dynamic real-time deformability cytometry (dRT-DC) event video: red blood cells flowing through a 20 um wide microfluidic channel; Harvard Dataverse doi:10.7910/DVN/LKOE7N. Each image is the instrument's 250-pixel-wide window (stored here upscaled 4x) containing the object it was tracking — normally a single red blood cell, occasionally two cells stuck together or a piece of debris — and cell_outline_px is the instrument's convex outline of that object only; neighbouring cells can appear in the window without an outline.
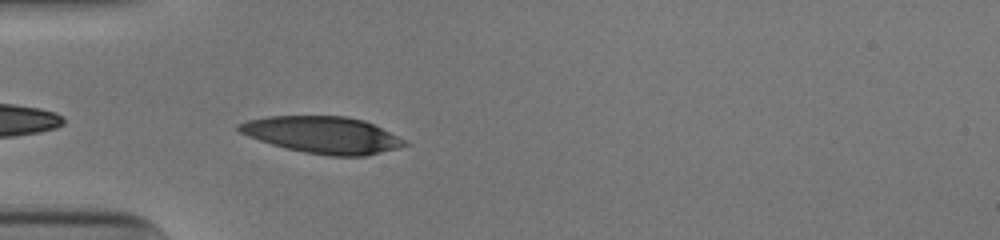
{"species": "human", "species_latin": "Homo sapiens", "temperature_condition": "cold", "stored_images_in_passage": 38, "camera_frame_rate_fps": 3000, "um_per_image_px": 0.085, "donor": {"sex": "male"}, "frame": {"image": 1, "passage_image": 2, "time_ms": 0.333, "image_size_px": [1000, 240], "cell_outline_px": [[408, 144], [396, 148], [364, 156], [328, 156], [304, 152], [284, 148], [248, 136], [240, 132], [236, 128], [236, 124], [248, 120], [268, 116], [348, 116], [364, 120], [408, 140]], "centroid_in_image_um": [27.42, 11.46], "position_along_channel_um": 57.6, "area_um2": 35.55}}
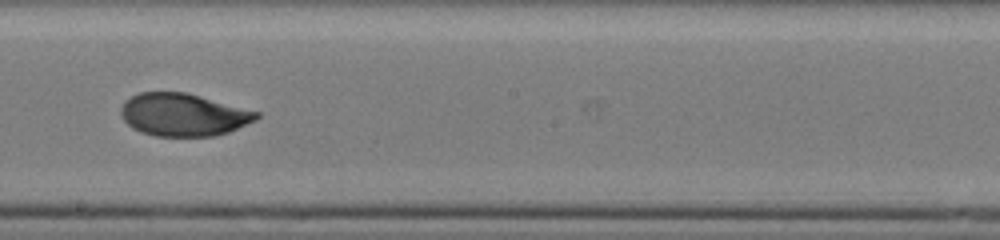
{"frame": {"image": 2, "passage_image": 16, "time_ms": 5.0, "image_size_px": [1000, 240], "cell_outline_px": [[260, 116], [256, 120], [228, 132], [216, 136], [156, 136], [140, 132], [132, 128], [124, 120], [120, 112], [120, 108], [124, 100], [140, 92], [184, 92], [200, 96], [260, 112]], "centroid_in_image_um": [15.56, 9.75], "position_along_channel_um": 232.6, "area_um2": 33.7}}
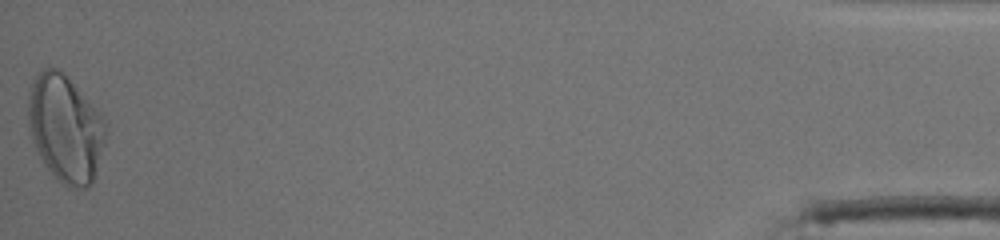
{"frame": {"image": 3, "passage_image": 38, "time_ms": 12.333, "image_size_px": [1000, 240], "cell_outline_px": [[104, 144], [92, 184], [84, 188], [68, 188], [44, 164], [36, 148], [32, 136], [28, 120], [28, 92], [32, 80], [36, 72], [44, 68], [60, 68], [100, 112], [104, 124]], "centroid_in_image_um": [5.53, 10.87], "position_along_channel_um": 429.7, "area_um2": 48.03}, "authors_computed_cell_mechanics": {"area_um2": 34.2465, "velocity_mm_per_s": 3.9047, "shape_relaxation_time_tau1_ms": 8.3751, "shape_relaxation_time_tau2_ms": 0.7938, "deformation_change_tau1": 0.2726, "deformation_change_tau2": 0.0454}}